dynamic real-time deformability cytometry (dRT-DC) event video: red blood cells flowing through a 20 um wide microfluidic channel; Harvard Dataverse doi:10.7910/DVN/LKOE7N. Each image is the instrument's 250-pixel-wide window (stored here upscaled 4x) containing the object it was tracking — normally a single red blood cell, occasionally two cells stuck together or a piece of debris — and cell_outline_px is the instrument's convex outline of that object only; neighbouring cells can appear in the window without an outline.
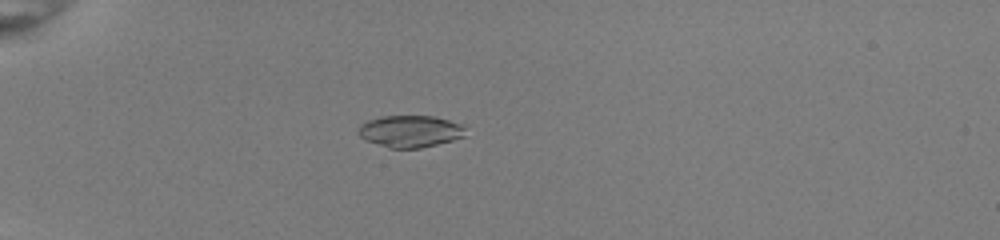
{"species": "common noctule bat (a hibernating species)", "species_latin": "Nyctalus noctula", "temperature_condition": "room temperature", "stored_images_in_passage": 40, "camera_frame_rate_fps": 3000, "um_per_image_px": 0.085, "animal": {"sex": "female", "body_mass_g": 22.0, "forearm_length_mm": 56.7}, "frame": {"image": 1, "passage_image": 4, "time_ms": 1.0, "image_size_px": [1000, 240], "cell_outline_px": [[468, 136], [420, 148], [388, 148], [368, 140], [360, 136], [360, 124], [368, 120], [380, 116], [436, 116], [464, 124]], "centroid_in_image_um": [34.95, 11.14], "position_along_channel_um": 50.1, "area_um2": 20.0}}
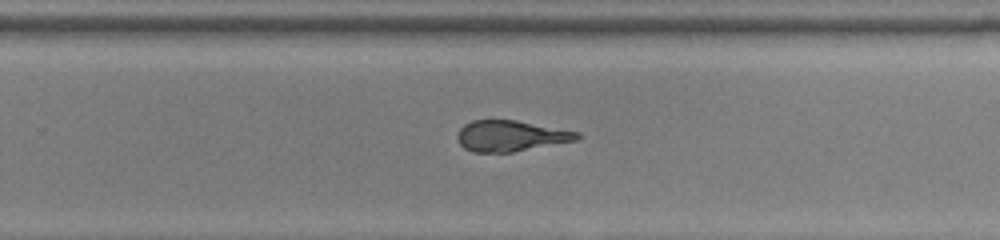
{"frame": {"image": 2, "passage_image": 24, "time_ms": 7.667, "image_size_px": [1000, 240], "cell_outline_px": [[580, 136], [576, 140], [512, 152], [472, 152], [464, 148], [460, 144], [456, 136], [456, 132], [464, 124], [472, 120], [516, 120], [580, 132]], "centroid_in_image_um": [43.36, 11.54], "position_along_channel_um": 286.4, "area_um2": 21.5}}
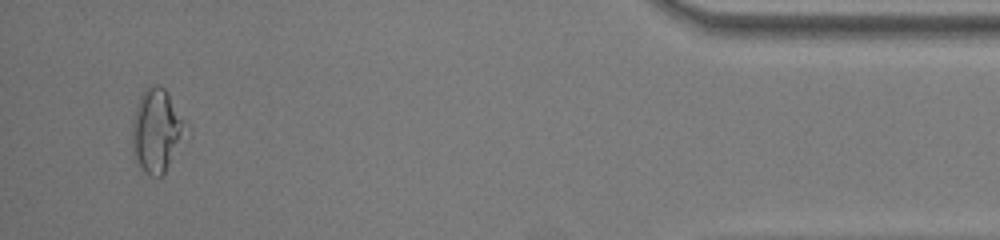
{"frame": {"image": 3, "passage_image": 38, "time_ms": 12.333, "image_size_px": [1000, 240], "cell_outline_px": [[184, 120], [180, 132], [164, 172], [160, 176], [152, 176], [140, 164], [132, 152], [132, 120], [140, 96], [144, 88], [152, 84], [160, 84], [164, 88]], "centroid_in_image_um": [13.19, 10.99], "position_along_channel_um": 422.0, "area_um2": 24.04}, "authors_computed_cell_mechanics": {"area_um2": 22.831, "velocity_mm_per_s": 4.0297, "shape_relaxation_time_tau1_ms": null, "shape_relaxation_time_tau2_ms": 1.9125, "deformation_change_tau1": null, "deformation_change_tau2": 0.0947}}